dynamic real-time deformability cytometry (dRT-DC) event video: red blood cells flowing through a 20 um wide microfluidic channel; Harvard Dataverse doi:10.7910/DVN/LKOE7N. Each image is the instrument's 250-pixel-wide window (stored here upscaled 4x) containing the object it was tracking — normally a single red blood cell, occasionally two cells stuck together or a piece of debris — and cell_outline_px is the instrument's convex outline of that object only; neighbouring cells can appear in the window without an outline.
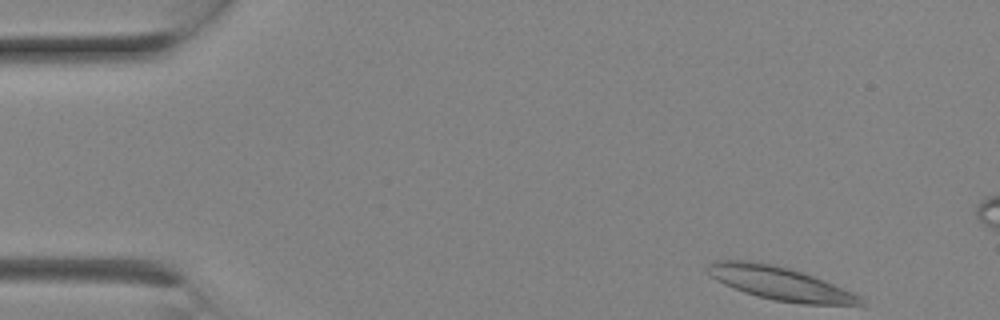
{"species": "Egyptian fruit bat (a non-hibernating species)", "species_latin": "Rousettus aegyptiacus", "temperature_condition": "room temperature", "stored_images_in_passage": 3, "camera_frame_rate_fps": 3000, "um_per_image_px": 0.085, "animal": {"sex": "female"}, "frame": {"image": 1, "passage_image": 1, "time_ms": 0.0, "image_size_px": [1000, 320], "cell_outline_px": [[864, 304], [804, 304], [776, 300], [756, 296], [744, 292], [724, 284], [716, 280], [704, 268], [708, 264], [716, 260], [752, 260], [772, 264], [804, 272], [844, 288], [860, 296], [864, 300]], "centroid_in_image_um": [66.26, 24.06], "position_along_channel_um": 18.7, "area_um2": 29.54}}